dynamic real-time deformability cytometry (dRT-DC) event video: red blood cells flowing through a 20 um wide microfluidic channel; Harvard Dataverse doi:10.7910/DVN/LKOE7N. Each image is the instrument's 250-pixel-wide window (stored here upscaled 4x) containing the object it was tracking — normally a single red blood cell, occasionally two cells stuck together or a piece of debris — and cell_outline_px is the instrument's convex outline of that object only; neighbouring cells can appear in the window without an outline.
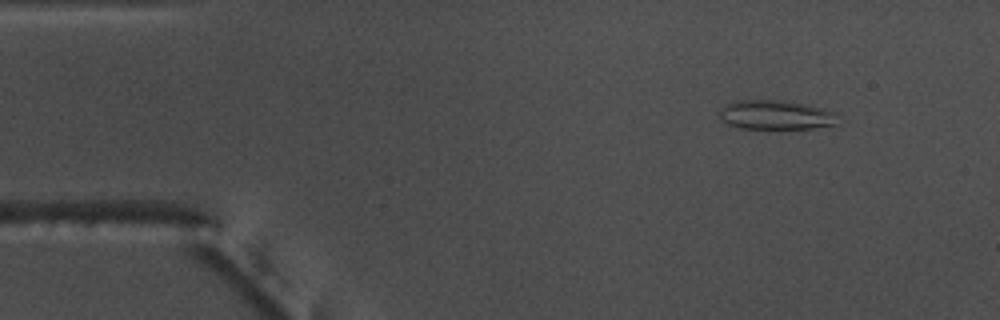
{"species": "common noctule bat (a hibernating species)", "species_latin": "Nyctalus noctula", "temperature_condition": "warm", "stored_images_in_passage": 52, "camera_frame_rate_fps": 3000, "um_per_image_px": 0.085, "animal": {"sex": "male", "body_mass_g": 17.5, "forearm_length_mm": 52.3}, "frame": {"image": 1, "passage_image": 4, "time_ms": 1.0, "image_size_px": [1000, 320], "cell_outline_px": [[836, 124], [812, 128], [740, 128], [728, 124], [720, 116], [720, 112], [732, 100], [792, 100], [808, 104], [836, 112]], "centroid_in_image_um": [65.97, 9.74], "position_along_channel_um": 19.0, "area_um2": 20.11}}
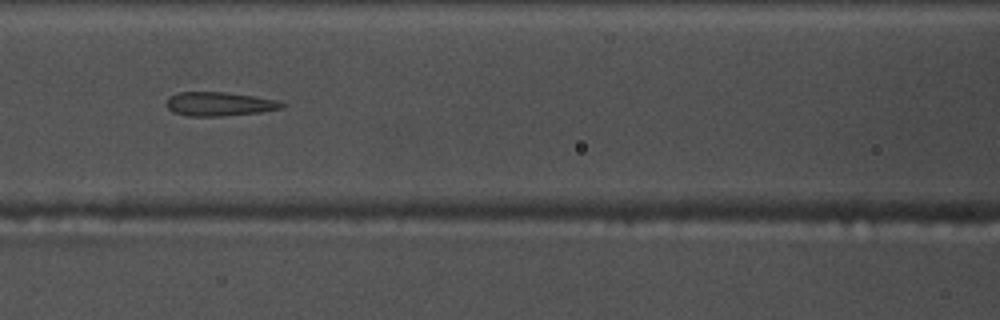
{"frame": {"image": 2, "passage_image": 21, "time_ms": 6.667, "image_size_px": [1000, 320], "cell_outline_px": [[284, 108], [260, 112], [220, 116], [188, 116], [172, 112], [164, 104], [168, 96], [180, 92], [224, 92], [252, 96], [276, 100], [284, 104]], "centroid_in_image_um": [18.57, 8.84], "position_along_channel_um": 148.0, "area_um2": 16.07}}
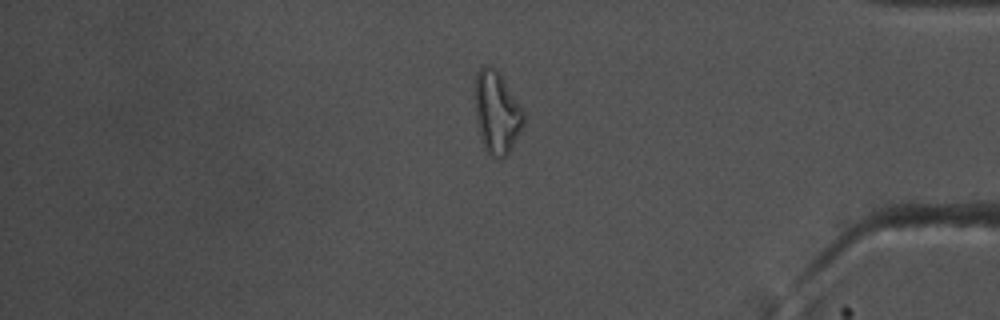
{"frame": {"image": 3, "passage_image": 43, "time_ms": 14.0, "image_size_px": [1000, 320], "cell_outline_px": [[524, 124], [508, 156], [496, 156], [488, 152], [484, 148], [480, 132], [476, 112], [476, 72], [484, 64], [492, 64], [500, 72], [524, 112]], "centroid_in_image_um": [42.25, 9.5], "position_along_channel_um": 392.9, "area_um2": 23.0}, "authors_computed_cell_mechanics": {"area_um2": 17.9469, "velocity_mm_per_s": 3.7496, "shape_relaxation_time_tau1_ms": null, "shape_relaxation_time_tau2_ms": 2.8626, "deformation_change_tau1": null, "deformation_change_tau2": 0.1371}}